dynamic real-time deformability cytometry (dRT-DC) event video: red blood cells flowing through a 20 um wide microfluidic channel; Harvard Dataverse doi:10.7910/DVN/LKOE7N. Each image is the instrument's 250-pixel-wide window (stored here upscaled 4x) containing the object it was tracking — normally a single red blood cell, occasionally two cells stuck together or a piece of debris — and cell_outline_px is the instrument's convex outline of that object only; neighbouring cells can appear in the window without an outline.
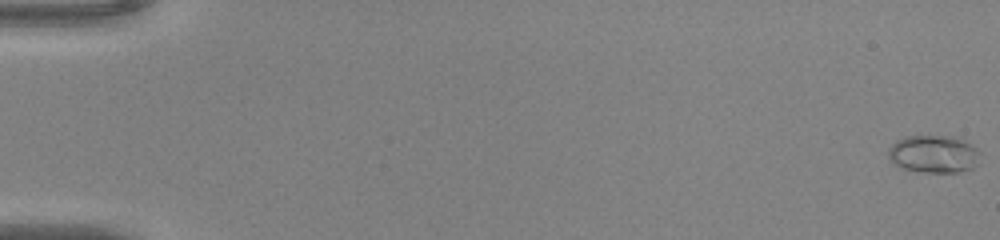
{"species": "common noctule bat (a hibernating species)", "species_latin": "Nyctalus noctula", "temperature_condition": "warm", "stored_images_in_passage": 52, "camera_frame_rate_fps": 3000, "um_per_image_px": 0.085, "animal": {"sex": "male", "body_mass_g": 20.0, "forearm_length_mm": 53.3}, "frame": {"image": 1, "passage_image": 1, "time_ms": 0.0, "image_size_px": [1000, 240], "cell_outline_px": [[980, 152], [976, 164], [972, 168], [960, 172], [924, 172], [900, 168], [888, 156], [888, 148], [896, 140], [904, 136], [956, 136], [972, 144]], "centroid_in_image_um": [79.36, 13.08], "position_along_channel_um": 5.6, "area_um2": 20.23}}
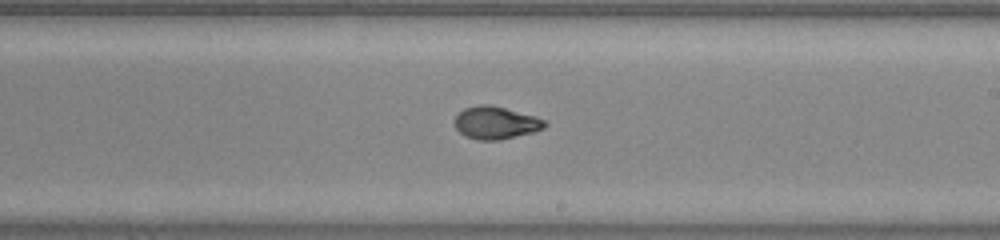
{"frame": {"image": 2, "passage_image": 32, "time_ms": 10.333, "image_size_px": [1000, 240], "cell_outline_px": [[548, 124], [544, 128], [532, 132], [500, 140], [476, 140], [464, 136], [456, 128], [456, 116], [464, 108], [480, 104], [488, 104], [536, 116], [548, 120]], "centroid_in_image_um": [42.17, 10.44], "position_along_channel_um": 246.8, "area_um2": 17.11}}
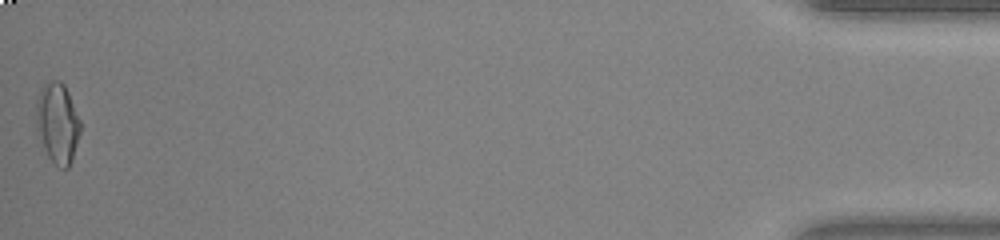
{"frame": {"image": 3, "passage_image": 52, "time_ms": 17.0, "image_size_px": [1000, 240], "cell_outline_px": [[80, 132], [72, 160], [68, 168], [60, 168], [48, 156], [36, 136], [36, 100], [40, 88], [48, 80], [60, 80], [64, 84], [68, 92], [80, 120]], "centroid_in_image_um": [4.85, 10.44], "position_along_channel_um": 430.3, "area_um2": 20.98}, "authors_computed_cell_mechanics": {"area_um2": 17.4267, "velocity_mm_per_s": 4.1163, "shape_relaxation_time_tau1_ms": 8.9694, "shape_relaxation_time_tau2_ms": 1.22, "deformation_change_tau1": 0.2903, "deformation_change_tau2": 0.0481}}